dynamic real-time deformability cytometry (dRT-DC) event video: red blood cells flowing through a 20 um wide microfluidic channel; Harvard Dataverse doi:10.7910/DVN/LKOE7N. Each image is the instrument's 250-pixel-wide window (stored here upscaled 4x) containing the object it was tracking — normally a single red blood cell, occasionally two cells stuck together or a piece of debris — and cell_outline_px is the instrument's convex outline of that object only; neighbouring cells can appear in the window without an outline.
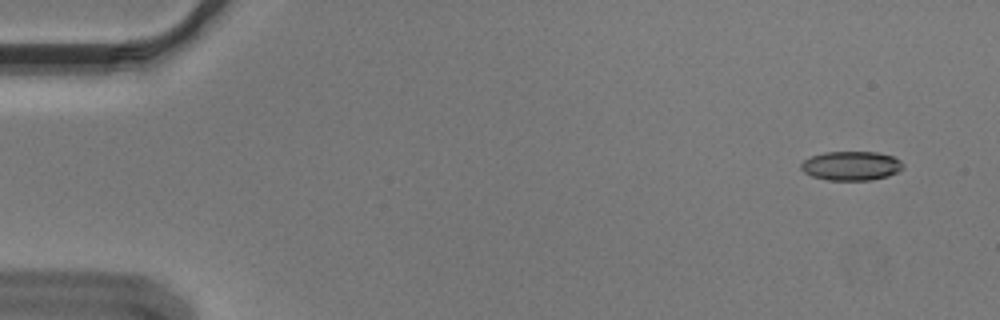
{"species": "Egyptian fruit bat (a non-hibernating species)", "species_latin": "Rousettus aegyptiacus", "temperature_condition": "cold", "stored_images_in_passage": 56, "camera_frame_rate_fps": 3000, "um_per_image_px": 0.085, "animal": {"sex": "male"}, "frame": {"image": 1, "passage_image": 4, "time_ms": 1.0, "image_size_px": [1000, 320], "cell_outline_px": [[904, 168], [888, 176], [872, 180], [828, 180], [812, 176], [804, 172], [800, 168], [800, 164], [804, 160], [812, 156], [824, 152], [876, 152], [892, 156], [900, 160], [904, 164]], "centroid_in_image_um": [72.36, 14.09], "position_along_channel_um": 12.6, "area_um2": 17.34}}
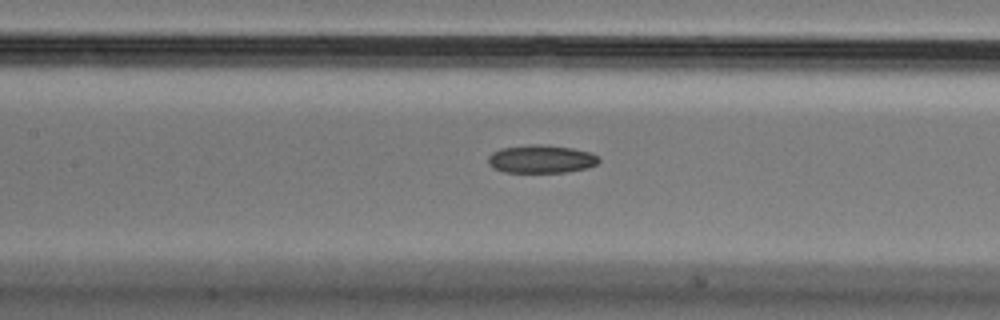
{"frame": {"image": 2, "passage_image": 26, "time_ms": 8.333, "image_size_px": [1000, 320], "cell_outline_px": [[600, 160], [596, 164], [588, 168], [568, 172], [504, 172], [492, 168], [488, 164], [488, 156], [492, 152], [500, 148], [528, 144], [540, 144], [572, 148], [588, 152], [596, 156]], "centroid_in_image_um": [45.95, 13.52], "position_along_channel_um": 161.5, "area_um2": 18.21}}
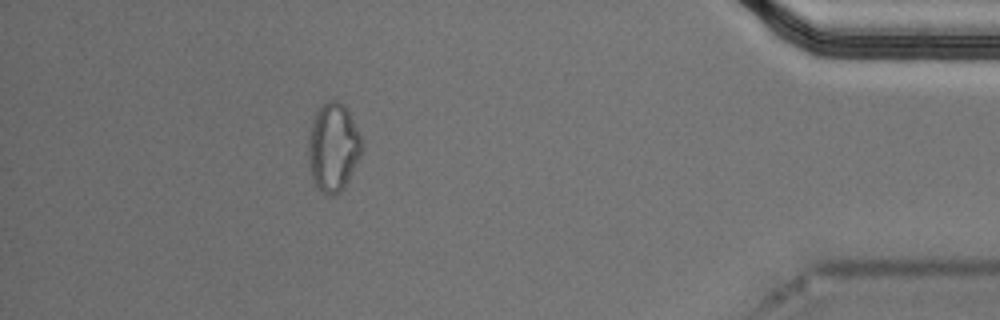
{"frame": {"image": 3, "passage_image": 50, "time_ms": 16.333, "image_size_px": [1000, 320], "cell_outline_px": [[364, 148], [344, 188], [340, 192], [332, 196], [328, 196], [316, 184], [312, 176], [308, 160], [308, 140], [316, 108], [328, 100], [336, 100], [344, 104], [364, 144]], "centroid_in_image_um": [28.32, 12.5], "position_along_channel_um": 406.9, "area_um2": 27.4}}